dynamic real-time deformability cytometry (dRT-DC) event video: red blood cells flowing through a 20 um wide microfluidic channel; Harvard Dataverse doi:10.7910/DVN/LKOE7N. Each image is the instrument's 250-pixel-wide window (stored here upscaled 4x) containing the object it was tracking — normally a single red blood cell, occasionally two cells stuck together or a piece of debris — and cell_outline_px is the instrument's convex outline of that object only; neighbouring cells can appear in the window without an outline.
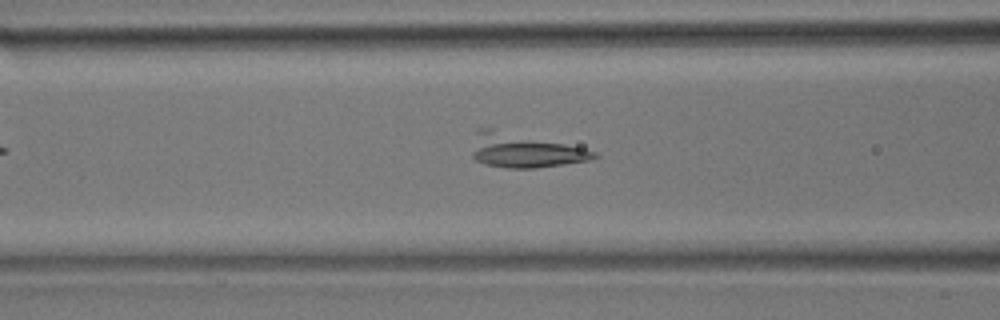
{"species": "common noctule bat (a hibernating species)", "species_latin": "Nyctalus noctula", "temperature_condition": "room temperature", "stored_images_in_passage": 39, "camera_frame_rate_fps": 3000, "um_per_image_px": 0.085, "animal": {"sex": "male", "body_mass_g": 17.9}, "frame": {"image": 1, "passage_image": 15, "time_ms": 4.667, "image_size_px": [1000, 320], "cell_outline_px": [[600, 156], [588, 160], [564, 164], [536, 168], [508, 168], [484, 164], [476, 160], [472, 156], [472, 152], [476, 132], [480, 128], [492, 128], [584, 148], [596, 152]], "centroid_in_image_um": [44.55, 12.8], "position_along_channel_um": 122.1, "area_um2": 23.93}}
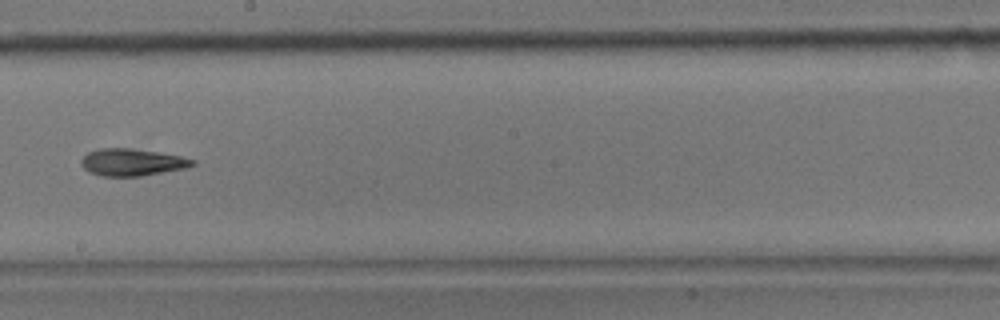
{"frame": {"image": 2, "passage_image": 22, "time_ms": 7.0, "image_size_px": [1000, 320], "cell_outline_px": [[196, 164], [184, 168], [140, 176], [104, 176], [88, 172], [80, 164], [80, 160], [88, 152], [100, 148], [132, 148], [180, 156], [196, 160]], "centroid_in_image_um": [11.19, 13.79], "position_along_channel_um": 237.0, "area_um2": 17.46}}
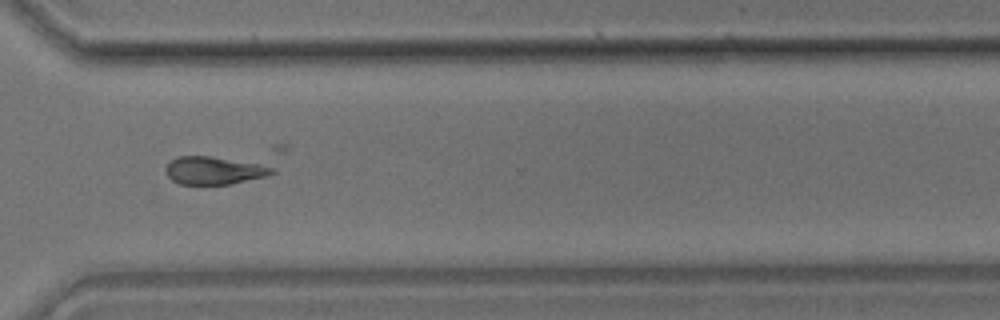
{"frame": {"image": 3, "passage_image": 29, "time_ms": 9.333, "image_size_px": [1000, 320], "cell_outline_px": [[276, 172], [268, 176], [232, 184], [180, 184], [172, 180], [168, 176], [164, 168], [176, 156], [208, 156], [260, 164], [276, 168]], "centroid_in_image_um": [18.22, 14.5], "position_along_channel_um": 352.4, "area_um2": 17.22}}